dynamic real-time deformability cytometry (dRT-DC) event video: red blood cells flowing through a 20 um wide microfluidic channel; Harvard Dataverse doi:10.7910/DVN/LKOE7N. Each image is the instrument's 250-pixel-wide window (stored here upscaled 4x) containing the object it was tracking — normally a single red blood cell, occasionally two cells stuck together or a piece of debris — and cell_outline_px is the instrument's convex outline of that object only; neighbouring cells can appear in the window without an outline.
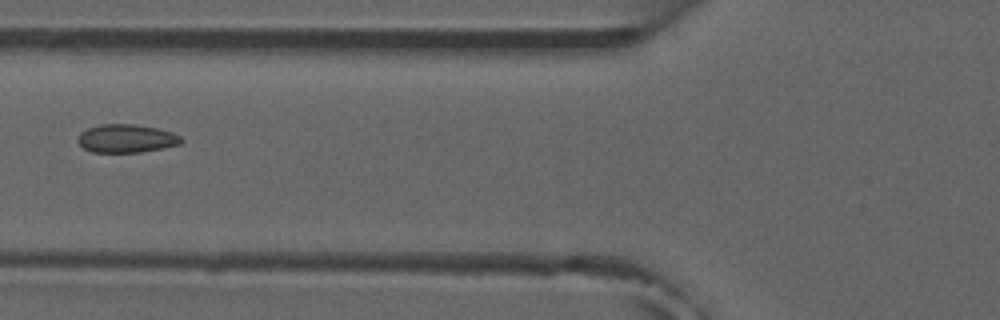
{"species": "common noctule bat (a hibernating species)", "species_latin": "Nyctalus noctula", "temperature_condition": "room temperature", "stored_images_in_passage": 7, "camera_frame_rate_fps": 3000, "um_per_image_px": 0.085, "animal": {"sex": "male", "forearm_length_mm": 52.5}, "frame": {"image": 1, "passage_image": 6, "time_ms": 6.667, "image_size_px": [1000, 320], "cell_outline_px": [[184, 140], [180, 144], [164, 148], [140, 152], [92, 152], [84, 148], [76, 140], [80, 132], [88, 128], [100, 124], [132, 124], [156, 128], [172, 132], [180, 136]], "centroid_in_image_um": [10.74, 11.77], "position_along_channel_um": 115.1, "area_um2": 17.05}}
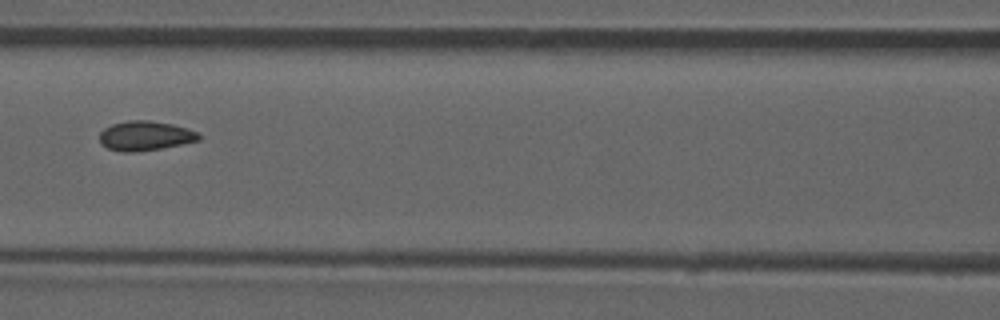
{"frame": {"image": 2, "passage_image": 7, "time_ms": 7.667, "image_size_px": [1000, 320], "cell_outline_px": [[200, 140], [160, 148], [132, 152], [124, 152], [108, 148], [100, 144], [100, 132], [104, 128], [112, 124], [128, 120], [148, 120], [172, 124], [200, 132]], "centroid_in_image_um": [12.33, 11.53], "position_along_channel_um": 154.3, "area_um2": 16.99}}